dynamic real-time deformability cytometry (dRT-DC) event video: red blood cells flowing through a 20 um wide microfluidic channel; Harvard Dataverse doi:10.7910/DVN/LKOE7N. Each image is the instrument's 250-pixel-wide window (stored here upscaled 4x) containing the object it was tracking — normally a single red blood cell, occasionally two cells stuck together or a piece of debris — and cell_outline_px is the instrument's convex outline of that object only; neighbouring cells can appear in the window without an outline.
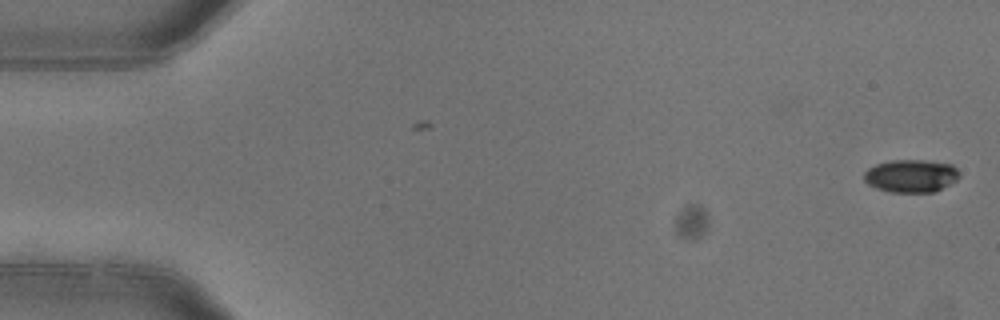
{"species": "common noctule bat (a hibernating species)", "species_latin": "Nyctalus noctula", "temperature_condition": "warm", "stored_images_in_passage": 2, "camera_frame_rate_fps": 3000, "um_per_image_px": 0.085, "animal": {"sex": "female"}, "frame": {"image": 1, "passage_image": 2, "time_ms": 0.333, "image_size_px": [1000, 320], "cell_outline_px": [[960, 176], [956, 180], [932, 192], [892, 192], [876, 188], [868, 184], [864, 180], [864, 172], [868, 168], [876, 164], [892, 160], [924, 160], [952, 164], [960, 172]], "centroid_in_image_um": [77.43, 14.94], "position_along_channel_um": 7.6, "area_um2": 18.15}}